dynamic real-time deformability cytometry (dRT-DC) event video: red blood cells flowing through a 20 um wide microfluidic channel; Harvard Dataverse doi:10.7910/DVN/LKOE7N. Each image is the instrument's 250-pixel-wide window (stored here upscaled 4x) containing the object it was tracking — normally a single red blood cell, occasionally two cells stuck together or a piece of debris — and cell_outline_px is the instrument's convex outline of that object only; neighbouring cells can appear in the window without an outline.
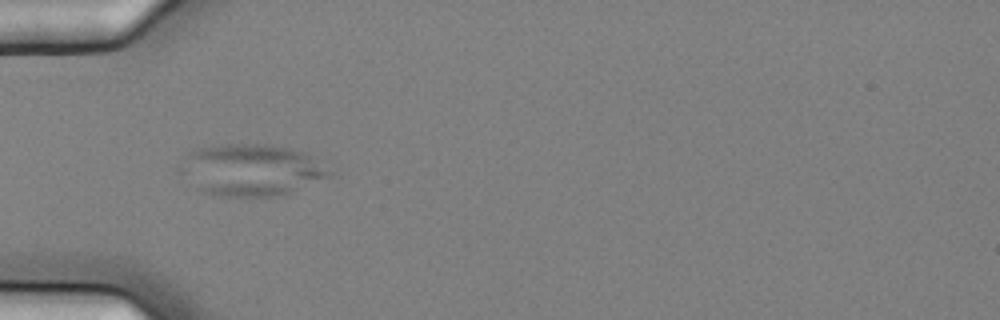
{"species": "common noctule bat (a hibernating species)", "species_latin": "Nyctalus noctula", "temperature_condition": "cold", "stored_images_in_passage": 38, "camera_frame_rate_fps": 3000, "um_per_image_px": 0.085, "animal": {"sex": "female", "body_mass_g": 25.1}, "frame": {"image": 1, "passage_image": 1, "time_ms": 0.0, "image_size_px": [1000, 320], "cell_outline_px": [[336, 172], [332, 176], [288, 192], [276, 196], [212, 196], [200, 192], [176, 172], [176, 164], [188, 152], [196, 148], [220, 144], [268, 144], [288, 148], [304, 152]], "centroid_in_image_um": [21.24, 14.44], "position_along_channel_um": 63.8, "area_um2": 45.84}}
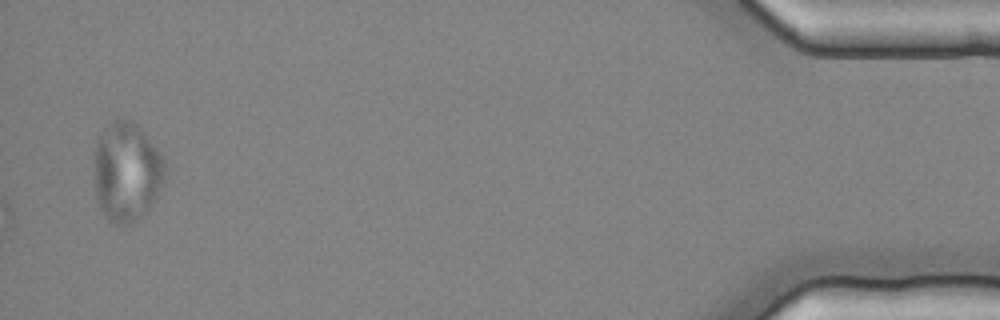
{"frame": {"image": 2, "passage_image": 38, "time_ms": 12.333, "image_size_px": [1000, 320], "cell_outline_px": [[168, 164], [164, 184], [152, 204], [132, 224], [124, 228], [112, 224], [104, 216], [100, 208], [96, 196], [96, 144], [104, 128], [116, 116], [132, 120], [144, 132], [164, 156]], "centroid_in_image_um": [10.82, 14.61], "position_along_channel_um": 424.4, "area_um2": 41.67}}